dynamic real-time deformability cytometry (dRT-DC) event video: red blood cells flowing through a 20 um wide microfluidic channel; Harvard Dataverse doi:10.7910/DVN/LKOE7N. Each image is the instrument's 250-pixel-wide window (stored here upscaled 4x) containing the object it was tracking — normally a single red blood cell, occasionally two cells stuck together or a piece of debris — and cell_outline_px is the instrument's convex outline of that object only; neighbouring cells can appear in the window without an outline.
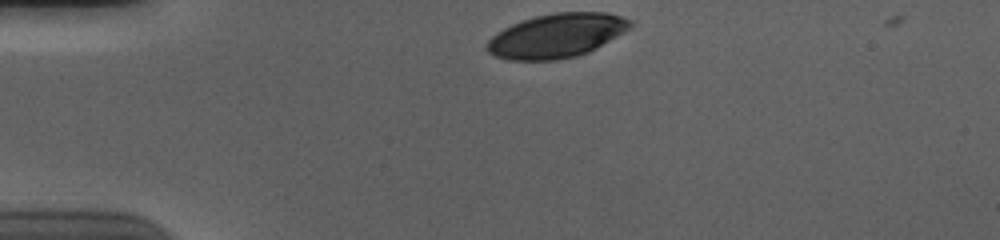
{"species": "human", "species_latin": "Homo sapiens", "temperature_condition": "cold", "stored_images_in_passage": 35, "camera_frame_rate_fps": 3000, "um_per_image_px": 0.085, "donor": {"sex": "male"}, "frame": {"image": 1, "passage_image": 1, "time_ms": 0.0, "image_size_px": [1000, 240], "cell_outline_px": [[632, 24], [628, 28], [616, 36], [596, 48], [588, 52], [576, 56], [556, 60], [508, 60], [496, 56], [488, 52], [484, 48], [484, 44], [496, 32], [520, 20], [536, 16], [556, 12], [608, 12], [632, 20]], "centroid_in_image_um": [47.25, 3.03], "position_along_channel_um": 37.7, "area_um2": 36.76}}
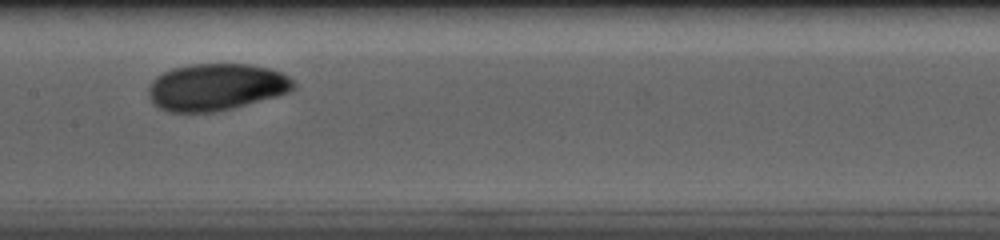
{"frame": {"image": 2, "passage_image": 17, "time_ms": 5.333, "image_size_px": [1000, 240], "cell_outline_px": [[296, 88], [292, 92], [232, 108], [216, 112], [168, 112], [156, 108], [152, 104], [148, 96], [148, 88], [152, 80], [156, 76], [172, 68], [192, 64], [248, 64], [268, 68], [284, 72], [296, 84]], "centroid_in_image_um": [18.37, 7.4], "position_along_channel_um": 189.0, "area_um2": 40.17}}
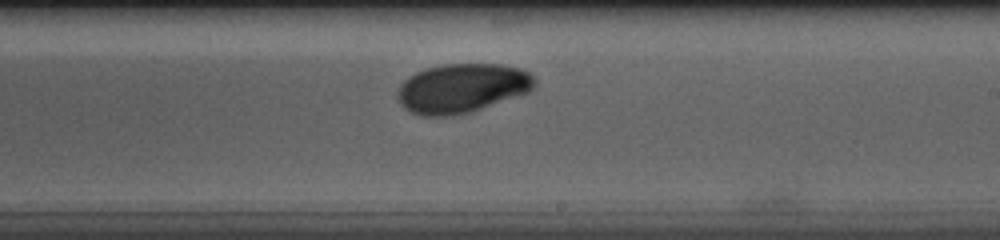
{"frame": {"image": 3, "passage_image": 22, "time_ms": 7.0, "image_size_px": [1000, 240], "cell_outline_px": [[536, 84], [528, 92], [468, 112], [452, 116], [420, 116], [404, 108], [400, 104], [396, 96], [396, 92], [400, 84], [408, 76], [424, 68], [444, 64], [500, 64], [520, 68], [528, 72], [536, 80]], "centroid_in_image_um": [39.21, 7.49], "position_along_channel_um": 249.8, "area_um2": 39.3}, "authors_computed_cell_mechanics": {"area_um2": 38.8994, "velocity_mm_per_s": 3.6653, "shape_relaxation_time_tau1_ms": 3.2676, "shape_relaxation_time_tau2_ms": null, "deformation_change_tau1": 0.1306, "deformation_change_tau2": null}}